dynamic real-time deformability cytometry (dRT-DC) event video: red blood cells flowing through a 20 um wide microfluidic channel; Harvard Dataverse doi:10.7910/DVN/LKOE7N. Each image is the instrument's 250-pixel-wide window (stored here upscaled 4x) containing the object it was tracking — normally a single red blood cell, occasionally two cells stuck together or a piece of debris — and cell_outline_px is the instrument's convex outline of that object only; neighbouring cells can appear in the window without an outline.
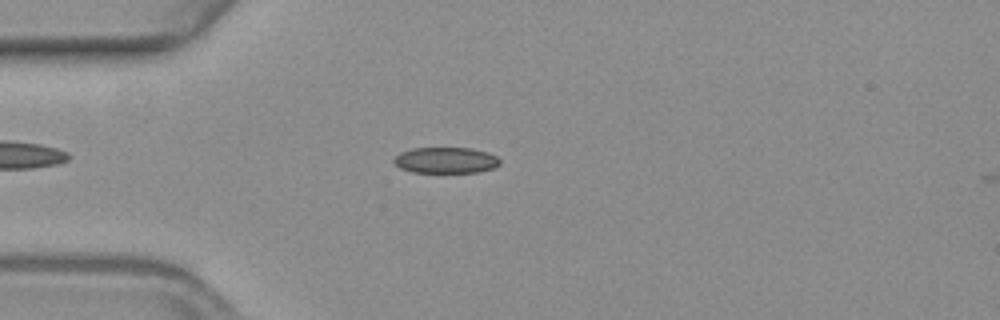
{"species": "common noctule bat (a hibernating species)", "species_latin": "Nyctalus noctula", "temperature_condition": "warm", "stored_images_in_passage": 10, "camera_frame_rate_fps": 3000, "um_per_image_px": 0.085, "animal": {"sex": "female", "body_mass_g": 19.3, "forearm_length_mm": 54.1}, "frame": {"image": 1, "passage_image": 8, "time_ms": 2.333, "image_size_px": [1000, 320], "cell_outline_px": [[500, 164], [492, 168], [480, 172], [412, 172], [400, 168], [392, 160], [400, 152], [412, 148], [472, 148], [488, 152], [496, 156], [500, 160]], "centroid_in_image_um": [37.89, 13.61], "position_along_channel_um": 47.1, "area_um2": 16.07}}